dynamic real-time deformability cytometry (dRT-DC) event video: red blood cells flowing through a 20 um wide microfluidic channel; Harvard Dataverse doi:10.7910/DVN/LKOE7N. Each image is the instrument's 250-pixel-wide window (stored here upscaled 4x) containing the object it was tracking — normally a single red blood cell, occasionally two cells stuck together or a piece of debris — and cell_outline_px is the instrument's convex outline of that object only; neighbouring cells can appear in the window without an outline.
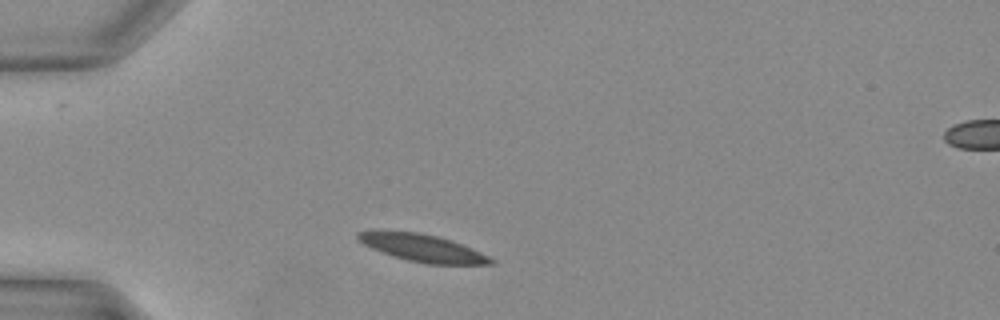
{"species": "Egyptian fruit bat (a non-hibernating species)", "species_latin": "Rousettus aegyptiacus", "temperature_condition": "warm", "stored_images_in_passage": 28, "camera_frame_rate_fps": 3000, "um_per_image_px": 0.085, "animal": {"sex": "female"}, "frame": {"image": 1, "passage_image": 3, "time_ms": 0.667, "image_size_px": [1000, 320], "cell_outline_px": [[496, 264], [428, 264], [408, 260], [392, 256], [380, 252], [364, 244], [356, 236], [356, 232], [420, 232], [436, 236], [460, 244], [480, 252], [496, 260]], "centroid_in_image_um": [35.96, 21.1], "position_along_channel_um": 49.0, "area_um2": 20.58}}
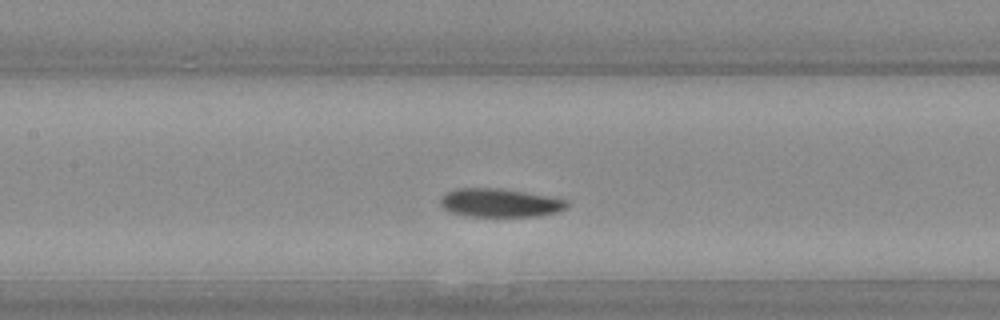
{"frame": {"image": 2, "passage_image": 11, "time_ms": 3.333, "image_size_px": [1000, 320], "cell_outline_px": [[568, 204], [564, 208], [556, 212], [536, 216], [468, 216], [448, 212], [440, 204], [440, 200], [444, 192], [456, 188], [496, 188], [524, 192], [548, 196], [568, 200]], "centroid_in_image_um": [42.42, 17.23], "position_along_channel_um": 165.0, "area_um2": 20.92}}
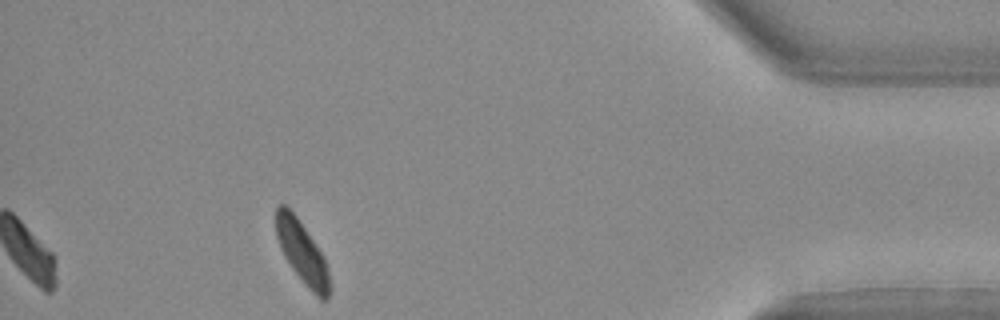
{"frame": {"image": 3, "passage_image": 28, "time_ms": 9.0, "image_size_px": [1000, 320], "cell_outline_px": [[332, 288], [328, 300], [320, 300], [312, 292], [292, 268], [284, 256], [280, 248], [276, 236], [276, 208], [280, 204], [284, 204], [296, 216], [324, 256], [328, 268], [332, 284]], "centroid_in_image_um": [25.72, 21.52], "position_along_channel_um": 409.5, "area_um2": 19.48}}